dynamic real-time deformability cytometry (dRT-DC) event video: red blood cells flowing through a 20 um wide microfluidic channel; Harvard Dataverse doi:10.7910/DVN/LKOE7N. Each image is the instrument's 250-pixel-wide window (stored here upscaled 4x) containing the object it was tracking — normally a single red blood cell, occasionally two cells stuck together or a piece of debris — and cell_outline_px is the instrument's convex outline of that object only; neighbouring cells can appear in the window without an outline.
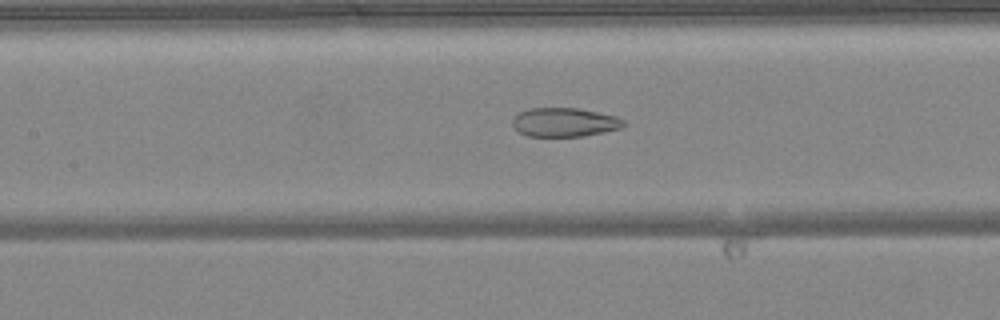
{"species": "common noctule bat (a hibernating species)", "species_latin": "Nyctalus noctula", "temperature_condition": "warm", "stored_images_in_passage": 50, "camera_frame_rate_fps": 3000, "um_per_image_px": 0.085, "animal": {"sex": "female", "body_mass_g": 24.6, "forearm_length_mm": 56.2}, "frame": {"image": 1, "passage_image": 23, "time_ms": 7.333, "image_size_px": [1000, 320], "cell_outline_px": [[624, 124], [620, 128], [604, 132], [584, 136], [528, 136], [520, 132], [512, 124], [512, 120], [520, 112], [528, 108], [576, 108], [616, 116], [624, 120]], "centroid_in_image_um": [47.98, 10.39], "position_along_channel_um": 159.4, "area_um2": 18.5}}
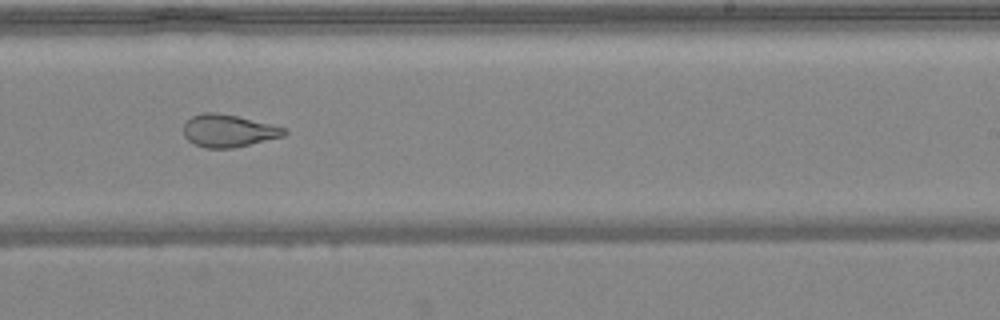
{"frame": {"image": 2, "passage_image": 31, "time_ms": 10.0, "image_size_px": [1000, 320], "cell_outline_px": [[288, 132], [284, 136], [232, 148], [208, 148], [192, 144], [184, 136], [184, 124], [192, 116], [204, 112], [216, 112], [236, 116], [288, 128]], "centroid_in_image_um": [19.42, 11.11], "position_along_channel_um": 269.6, "area_um2": 19.02}}
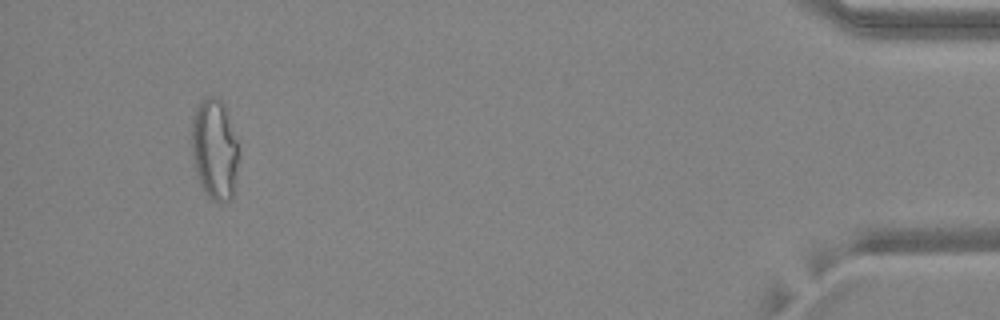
{"frame": {"image": 3, "passage_image": 47, "time_ms": 15.333, "image_size_px": [1000, 320], "cell_outline_px": [[236, 192], [228, 200], [212, 200], [204, 192], [196, 176], [192, 156], [192, 116], [200, 100], [204, 96], [212, 96], [220, 100], [224, 104], [236, 140]], "centroid_in_image_um": [18.2, 12.69], "position_along_channel_um": 417.0, "area_um2": 27.4}, "authors_computed_cell_mechanics": {"area_um2": 24.854, "velocity_mm_per_s": 4.1442, "shape_relaxation_time_tau1_ms": null, "shape_relaxation_time_tau2_ms": 1.6048, "deformation_change_tau1": null, "deformation_change_tau2": 0.0888}}